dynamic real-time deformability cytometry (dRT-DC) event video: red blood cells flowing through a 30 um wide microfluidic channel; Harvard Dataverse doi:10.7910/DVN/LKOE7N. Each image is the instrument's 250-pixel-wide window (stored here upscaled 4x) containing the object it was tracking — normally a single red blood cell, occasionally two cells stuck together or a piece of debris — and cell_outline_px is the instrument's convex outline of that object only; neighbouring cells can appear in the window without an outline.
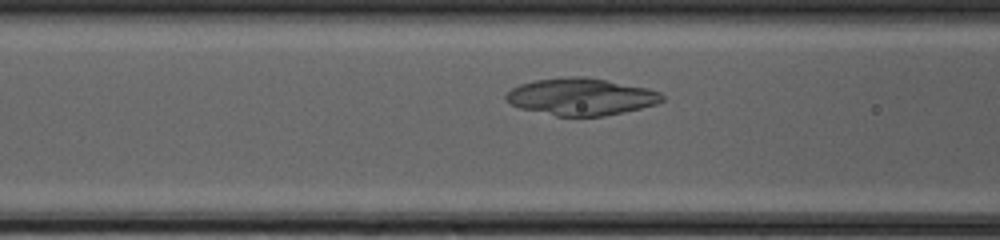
{"species": "common noctule bat (a hibernating species)", "species_latin": "Nyctalus noctula", "temperature_condition": "cold", "stored_images_in_passage": 33, "camera_frame_rate_fps": 3000, "um_per_image_px": 0.085, "animal": {"sex": "female", "body_mass_g": 20.0, "forearm_length_mm": 54.0}, "frame": {"image": 1, "passage_image": 10, "time_ms": 3.0, "image_size_px": [1000, 240], "cell_outline_px": [[664, 100], [656, 104], [624, 112], [604, 116], [556, 116], [520, 108], [512, 104], [504, 96], [512, 88], [520, 84], [536, 80], [568, 76], [584, 76], [648, 88], [660, 92], [664, 96]], "centroid_in_image_um": [49.4, 8.22], "position_along_channel_um": 117.2, "area_um2": 33.58}}
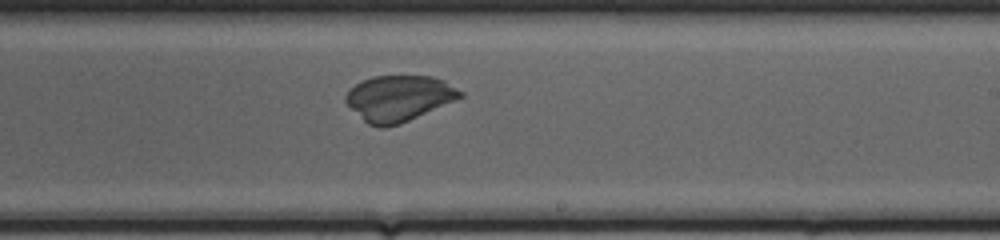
{"frame": {"image": 2, "passage_image": 20, "time_ms": 6.333, "image_size_px": [1000, 240], "cell_outline_px": [[464, 96], [456, 100], [400, 124], [384, 128], [380, 128], [368, 124], [344, 100], [344, 96], [356, 84], [372, 76], [432, 76], [444, 80], [464, 92]], "centroid_in_image_um": [33.94, 8.35], "position_along_channel_um": 255.1, "area_um2": 30.4}}
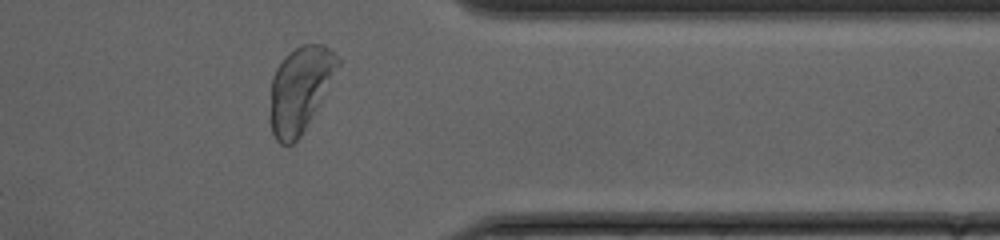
{"frame": {"image": 3, "passage_image": 30, "time_ms": 9.667, "image_size_px": [1000, 240], "cell_outline_px": [[340, 64], [312, 116], [300, 136], [292, 144], [280, 144], [276, 140], [272, 132], [268, 120], [268, 116], [272, 76], [276, 68], [288, 52], [300, 44], [324, 44], [340, 60]], "centroid_in_image_um": [25.44, 7.59], "position_along_channel_um": 386.0, "area_um2": 33.52}}